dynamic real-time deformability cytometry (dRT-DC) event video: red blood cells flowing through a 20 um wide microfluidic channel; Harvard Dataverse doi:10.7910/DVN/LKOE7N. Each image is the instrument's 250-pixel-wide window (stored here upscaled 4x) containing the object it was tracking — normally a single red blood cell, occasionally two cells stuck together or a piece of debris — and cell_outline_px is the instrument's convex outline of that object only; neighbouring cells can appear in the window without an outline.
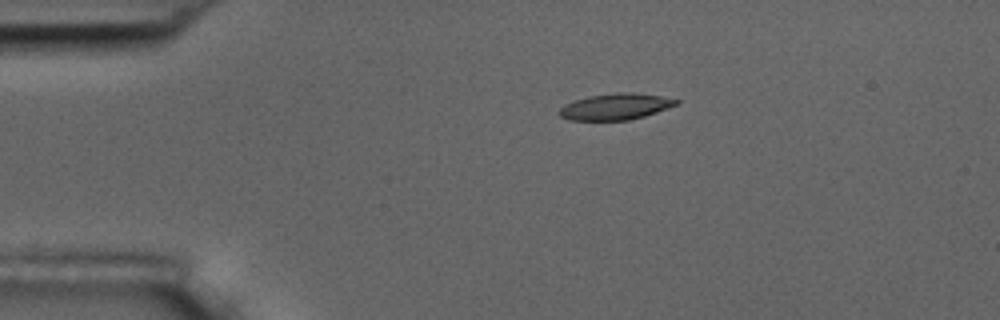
{"species": "common noctule bat (a hibernating species)", "species_latin": "Nyctalus noctula", "temperature_condition": "room temperature", "stored_images_in_passage": 4, "camera_frame_rate_fps": 3000, "um_per_image_px": 0.085, "animal": {"sex": "male", "body_mass_g": 17.5, "forearm_length_mm": 52.3}, "frame": {"image": 1, "passage_image": 1, "time_ms": 0.0, "image_size_px": [1000, 320], "cell_outline_px": [[680, 104], [644, 116], [628, 120], [568, 120], [560, 116], [556, 112], [564, 104], [588, 96], [616, 92], [632, 92], [660, 96], [680, 100]], "centroid_in_image_um": [52.3, 9.06], "position_along_channel_um": 32.7, "area_um2": 17.98}}
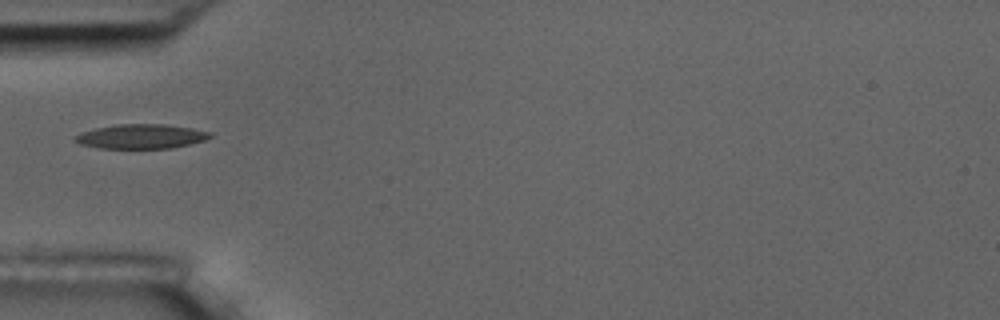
{"frame": {"image": 2, "passage_image": 3, "time_ms": 2.333, "image_size_px": [1000, 320], "cell_outline_px": [[212, 136], [204, 140], [172, 148], [100, 148], [80, 144], [72, 140], [80, 132], [96, 128], [116, 124], [164, 124], [192, 128], [212, 132]], "centroid_in_image_um": [11.98, 11.59], "position_along_channel_um": 73.0, "area_um2": 19.19}}